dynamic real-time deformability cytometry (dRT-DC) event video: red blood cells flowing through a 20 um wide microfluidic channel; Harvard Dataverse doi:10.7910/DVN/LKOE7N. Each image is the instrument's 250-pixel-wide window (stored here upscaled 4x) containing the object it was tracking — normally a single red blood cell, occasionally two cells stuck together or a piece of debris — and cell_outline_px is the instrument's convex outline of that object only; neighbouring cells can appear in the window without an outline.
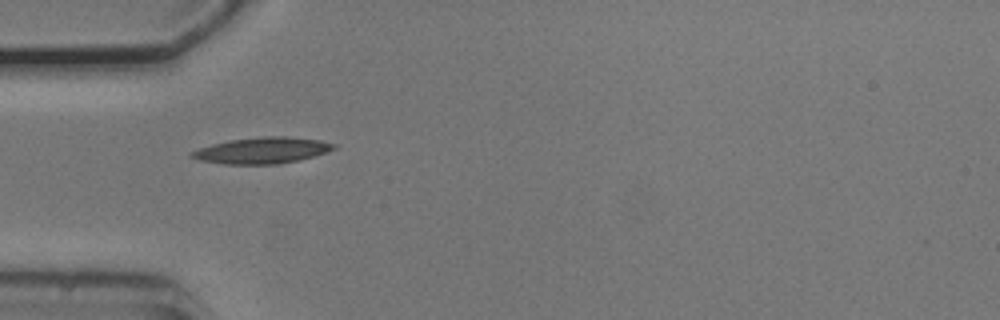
{"species": "common noctule bat (a hibernating species)", "species_latin": "Nyctalus noctula", "temperature_condition": "cold", "stored_images_in_passage": 31, "camera_frame_rate_fps": 3000, "um_per_image_px": 0.085, "animal": {"sex": "male", "body_mass_g": 20.5, "forearm_length_mm": 52.5}, "frame": {"image": 1, "passage_image": 1, "time_ms": 0.0, "image_size_px": [1000, 320], "cell_outline_px": [[336, 148], [312, 156], [296, 160], [276, 164], [224, 164], [200, 160], [188, 156], [188, 152], [212, 144], [228, 140], [264, 136], [288, 136], [320, 140], [336, 144]], "centroid_in_image_um": [22.23, 12.77], "position_along_channel_um": 62.8, "area_um2": 21.56}}
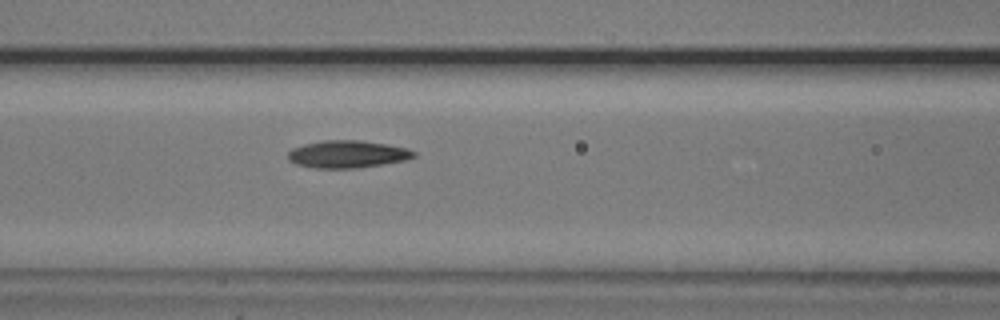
{"frame": {"image": 2, "passage_image": 7, "time_ms": 2.0, "image_size_px": [1000, 320], "cell_outline_px": [[416, 156], [408, 160], [360, 168], [316, 168], [296, 164], [288, 160], [288, 152], [292, 148], [304, 144], [324, 140], [360, 140], [388, 144], [408, 148], [416, 152]], "centroid_in_image_um": [29.57, 13.1], "position_along_channel_um": 137.0, "area_um2": 20.35}}
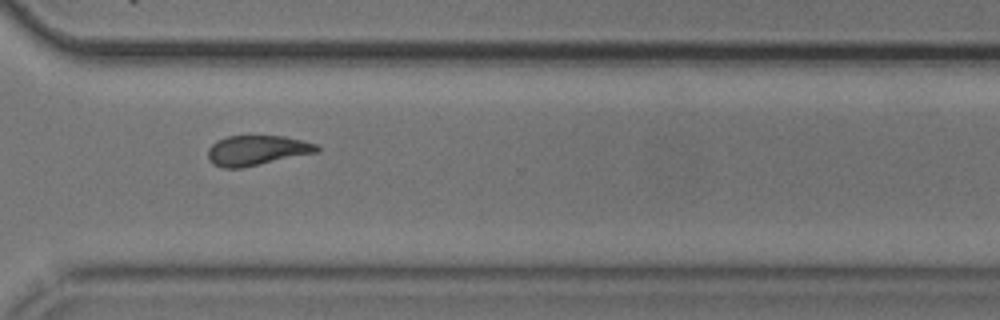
{"frame": {"image": 3, "passage_image": 24, "time_ms": 7.667, "image_size_px": [1000, 320], "cell_outline_px": [[320, 152], [240, 168], [224, 168], [212, 164], [208, 160], [208, 148], [216, 140], [228, 136], [284, 136], [304, 140], [316, 144], [320, 148]], "centroid_in_image_um": [21.84, 12.78], "position_along_channel_um": 348.8, "area_um2": 19.19}, "authors_computed_cell_mechanics": {"area_um2": 19.4786, "velocity_mm_per_s": 3.7365, "shape_relaxation_time_tau1_ms": 3.8821, "shape_relaxation_time_tau2_ms": 6.6265, "deformation_change_tau1": 0.1493, "deformation_change_tau2": 0.1379}}